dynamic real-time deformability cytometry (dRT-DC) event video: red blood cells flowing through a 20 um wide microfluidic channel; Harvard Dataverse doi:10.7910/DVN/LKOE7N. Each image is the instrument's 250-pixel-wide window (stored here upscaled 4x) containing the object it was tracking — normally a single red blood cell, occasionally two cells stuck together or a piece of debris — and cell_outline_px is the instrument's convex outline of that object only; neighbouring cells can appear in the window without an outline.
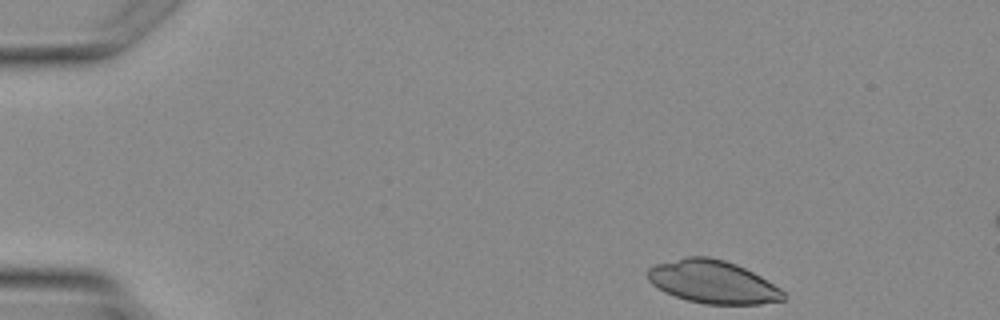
{"species": "Egyptian fruit bat (a non-hibernating species)", "species_latin": "Rousettus aegyptiacus", "temperature_condition": "warm", "stored_images_in_passage": 3, "camera_frame_rate_fps": 3000, "um_per_image_px": 0.085, "animal": {"sex": "female"}, "frame": {"image": 1, "passage_image": 1, "time_ms": 0.0, "image_size_px": [1000, 320], "cell_outline_px": [[784, 300], [760, 304], [704, 304], [688, 300], [664, 292], [652, 284], [648, 280], [644, 272], [648, 268], [656, 264], [688, 256], [708, 256], [724, 260], [736, 264], [760, 276], [780, 288], [784, 292]], "centroid_in_image_um": [60.55, 23.96], "position_along_channel_um": 24.5, "area_um2": 33.93}}